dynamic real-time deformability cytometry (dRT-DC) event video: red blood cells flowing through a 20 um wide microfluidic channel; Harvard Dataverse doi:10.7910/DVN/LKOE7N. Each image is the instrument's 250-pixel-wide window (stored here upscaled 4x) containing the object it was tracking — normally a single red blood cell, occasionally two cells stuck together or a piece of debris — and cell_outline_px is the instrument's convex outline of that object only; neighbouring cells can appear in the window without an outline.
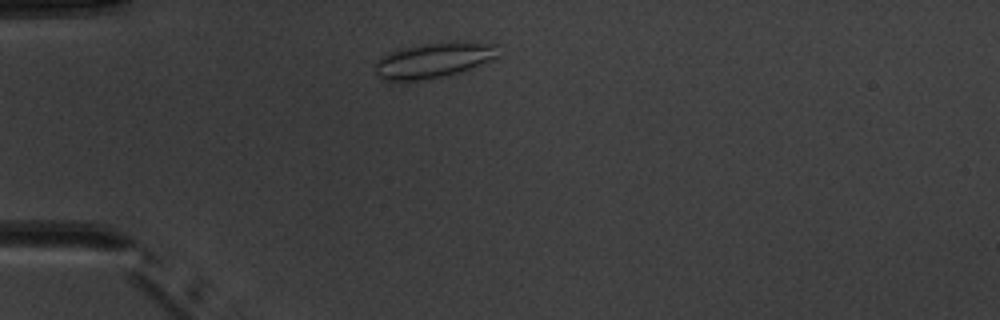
{"species": "common noctule bat (a hibernating species)", "species_latin": "Nyctalus noctula", "temperature_condition": "warm", "stored_images_in_passage": 2, "camera_frame_rate_fps": 3000, "um_per_image_px": 0.085, "animal": {"sex": "male", "body_mass_g": 20.1, "forearm_length_mm": 53.5}, "frame": {"image": 1, "passage_image": 2, "time_ms": 1.0, "image_size_px": [1000, 320], "cell_outline_px": [[500, 56], [496, 60], [460, 72], [444, 76], [416, 80], [380, 80], [372, 72], [372, 64], [380, 56], [388, 52], [420, 44], [456, 40], [496, 44]], "centroid_in_image_um": [36.85, 5.1], "position_along_channel_um": 48.2, "area_um2": 26.18}}